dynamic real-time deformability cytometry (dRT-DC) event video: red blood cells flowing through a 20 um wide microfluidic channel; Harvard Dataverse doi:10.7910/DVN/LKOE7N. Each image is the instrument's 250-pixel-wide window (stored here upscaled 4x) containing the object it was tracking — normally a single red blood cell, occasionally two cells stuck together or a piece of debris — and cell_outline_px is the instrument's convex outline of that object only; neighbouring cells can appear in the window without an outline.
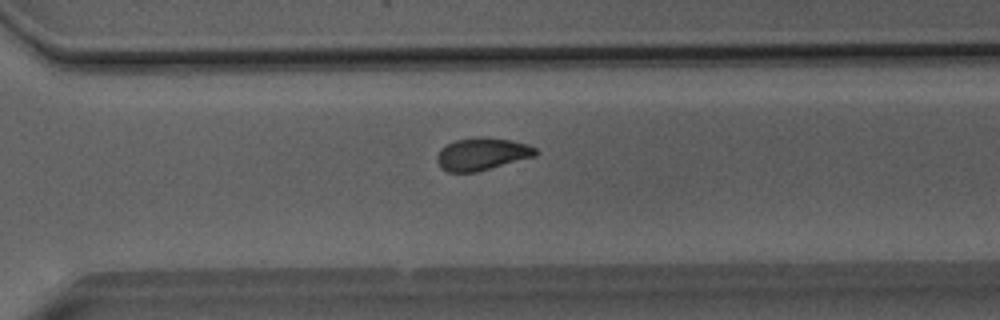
{"species": "Egyptian fruit bat (a non-hibernating species)", "species_latin": "Rousettus aegyptiacus", "temperature_condition": "room temperature", "stored_images_in_passage": 39, "camera_frame_rate_fps": 3000, "um_per_image_px": 0.085, "animal": {"sex": "male"}, "frame": {"image": 1, "passage_image": 24, "time_ms": 7.667, "image_size_px": [1000, 320], "cell_outline_px": [[536, 156], [476, 172], [448, 172], [440, 168], [436, 160], [436, 156], [440, 148], [456, 140], [484, 136], [508, 140], [528, 144], [536, 148]], "centroid_in_image_um": [40.94, 13.09], "position_along_channel_um": 329.7, "area_um2": 18.61}}
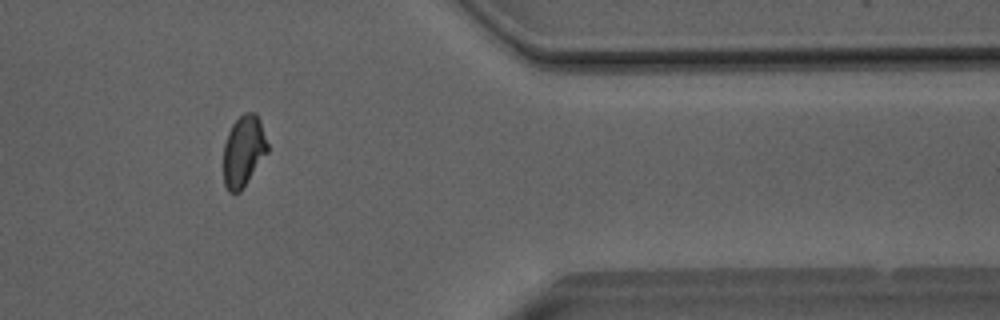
{"frame": {"image": 2, "passage_image": 30, "time_ms": 9.667, "image_size_px": [1000, 320], "cell_outline_px": [[268, 152], [240, 192], [228, 192], [224, 184], [224, 144], [228, 132], [232, 124], [244, 112], [256, 112], [260, 120], [268, 144]], "centroid_in_image_um": [20.7, 12.82], "position_along_channel_um": 390.7, "area_um2": 18.26}}
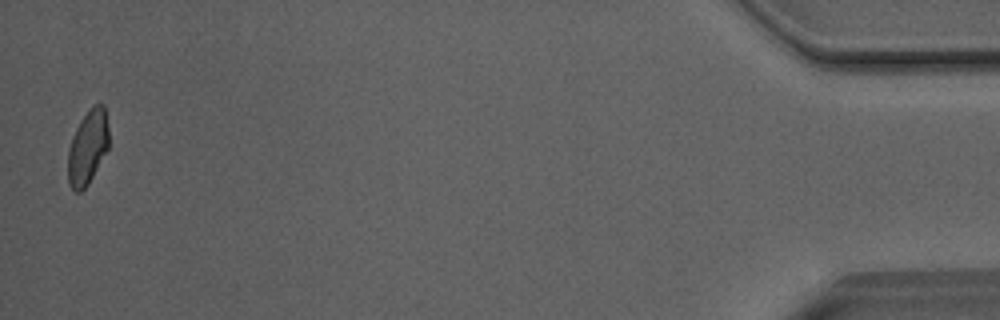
{"frame": {"image": 3, "passage_image": 38, "time_ms": 12.333, "image_size_px": [1000, 320], "cell_outline_px": [[108, 148], [88, 184], [80, 192], [76, 192], [68, 184], [68, 148], [72, 136], [80, 120], [96, 104], [104, 104], [108, 128]], "centroid_in_image_um": [7.44, 12.54], "position_along_channel_um": 427.8, "area_um2": 17.46}, "authors_computed_cell_mechanics": {"area_um2": 18.6694, "velocity_mm_per_s": 4.0599, "shape_relaxation_time_tau1_ms": 5.8306, "shape_relaxation_time_tau2_ms": 2.3882, "deformation_change_tau1": 0.1296, "deformation_change_tau2": 0.0689}}